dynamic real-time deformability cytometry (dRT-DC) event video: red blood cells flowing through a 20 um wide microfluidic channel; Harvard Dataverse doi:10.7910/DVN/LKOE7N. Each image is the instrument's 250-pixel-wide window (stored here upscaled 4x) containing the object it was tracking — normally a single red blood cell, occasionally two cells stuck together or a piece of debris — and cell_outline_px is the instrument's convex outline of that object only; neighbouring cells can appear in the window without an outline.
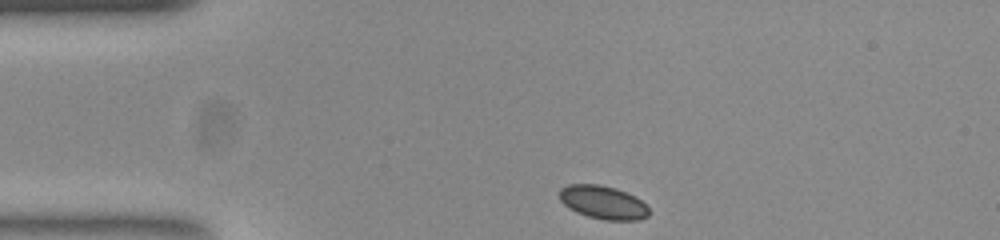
{"species": "common noctule bat (a hibernating species)", "species_latin": "Nyctalus noctula", "temperature_condition": "room temperature", "stored_images_in_passage": 45, "camera_frame_rate_fps": 3000, "um_per_image_px": 0.085, "animal": {"sex": "female", "body_mass_g": 23.0, "forearm_length_mm": 53.4}, "frame": {"image": 1, "passage_image": 1, "time_ms": 0.0, "image_size_px": [1000, 240], "cell_outline_px": [[648, 216], [640, 220], [604, 220], [588, 216], [576, 212], [568, 208], [560, 200], [560, 188], [568, 184], [600, 184], [616, 188], [640, 200], [648, 208]], "centroid_in_image_um": [51.22, 17.2], "position_along_channel_um": 33.8, "area_um2": 17.28}}
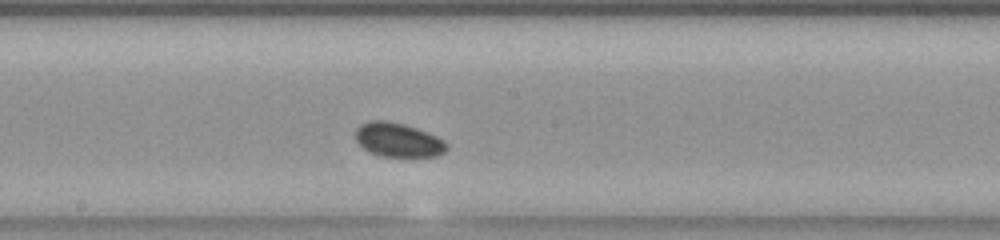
{"frame": {"image": 2, "passage_image": 19, "time_ms": 6.0, "image_size_px": [1000, 240], "cell_outline_px": [[448, 148], [444, 152], [436, 156], [380, 156], [368, 152], [356, 140], [356, 128], [360, 124], [368, 120], [384, 120], [404, 124], [416, 128], [436, 136], [444, 140], [448, 144]], "centroid_in_image_um": [33.82, 11.89], "position_along_channel_um": 214.4, "area_um2": 18.09}}
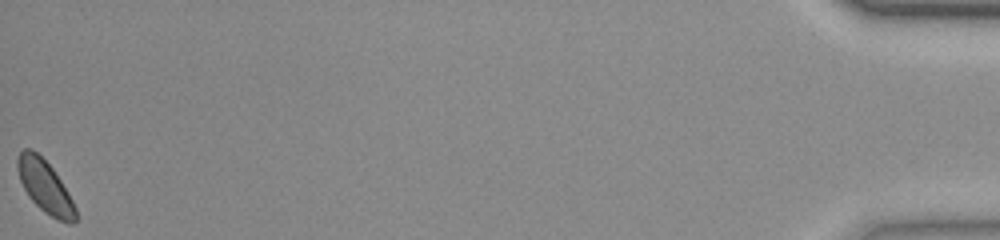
{"frame": {"image": 3, "passage_image": 45, "time_ms": 14.667, "image_size_px": [1000, 240], "cell_outline_px": [[76, 220], [72, 224], [68, 224], [56, 220], [44, 212], [28, 196], [20, 180], [16, 168], [16, 160], [20, 152], [24, 148], [32, 148], [52, 168], [68, 192], [76, 208]], "centroid_in_image_um": [3.82, 15.88], "position_along_channel_um": 431.4, "area_um2": 17.74}, "authors_computed_cell_mechanics": {"area_um2": 17.7446, "velocity_mm_per_s": 3.6977, "shape_relaxation_time_tau1_ms": null, "shape_relaxation_time_tau2_ms": 1.7032, "deformation_change_tau1": null, "deformation_change_tau2": 0.0421}}